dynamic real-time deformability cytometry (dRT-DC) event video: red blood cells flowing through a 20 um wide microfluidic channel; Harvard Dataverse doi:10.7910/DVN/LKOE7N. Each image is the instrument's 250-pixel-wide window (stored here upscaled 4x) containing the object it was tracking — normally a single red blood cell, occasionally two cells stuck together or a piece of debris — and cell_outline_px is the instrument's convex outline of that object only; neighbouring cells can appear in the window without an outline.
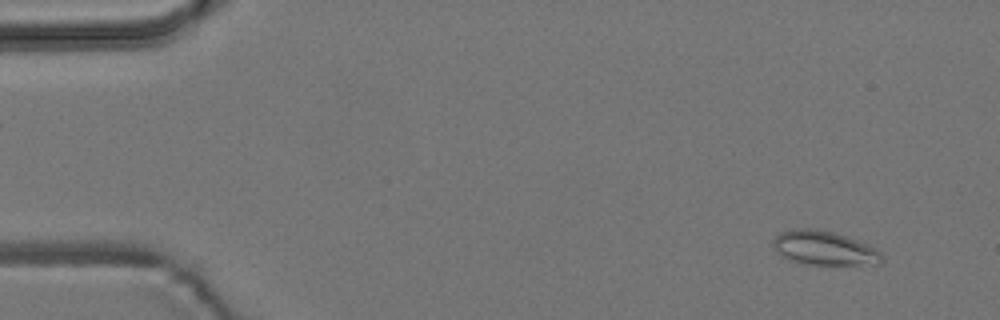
{"species": "common noctule bat (a hibernating species)", "species_latin": "Nyctalus noctula", "temperature_condition": "room temperature", "stored_images_in_passage": 8, "camera_frame_rate_fps": 3000, "um_per_image_px": 0.085, "animal": {"sex": "male", "body_mass_g": 19.2, "forearm_length_mm": 51.8}, "frame": {"image": 1, "passage_image": 2, "time_ms": 1.333, "image_size_px": [1000, 320], "cell_outline_px": [[884, 260], [880, 264], [804, 264], [792, 260], [776, 252], [772, 244], [772, 240], [780, 232], [792, 228], [816, 228], [832, 232], [868, 244], [876, 248], [880, 252]], "centroid_in_image_um": [70.04, 21.07], "position_along_channel_um": 15.0, "area_um2": 21.56}}
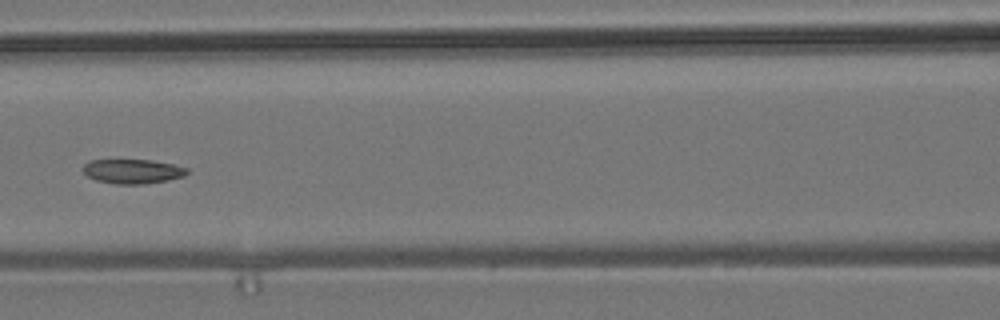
{"frame": {"image": 2, "passage_image": 7, "time_ms": 8.0, "image_size_px": [1000, 320], "cell_outline_px": [[188, 172], [184, 176], [168, 180], [144, 184], [116, 184], [96, 180], [88, 176], [84, 172], [84, 164], [88, 160], [148, 160], [172, 164], [188, 168]], "centroid_in_image_um": [11.27, 14.56], "position_along_channel_um": 155.3, "area_um2": 14.68}}
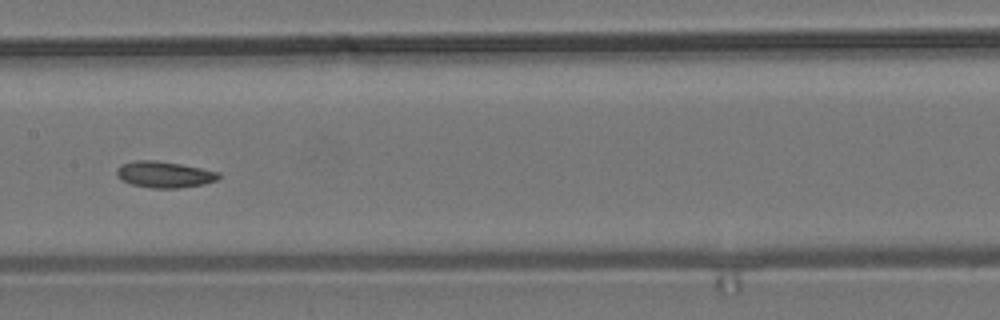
{"frame": {"image": 3, "passage_image": 8, "time_ms": 9.0, "image_size_px": [1000, 320], "cell_outline_px": [[220, 176], [216, 180], [204, 184], [180, 188], [152, 188], [132, 184], [120, 180], [116, 176], [116, 168], [120, 164], [136, 160], [156, 160], [180, 164], [220, 172]], "centroid_in_image_um": [13.92, 14.83], "position_along_channel_um": 193.5, "area_um2": 15.72}}